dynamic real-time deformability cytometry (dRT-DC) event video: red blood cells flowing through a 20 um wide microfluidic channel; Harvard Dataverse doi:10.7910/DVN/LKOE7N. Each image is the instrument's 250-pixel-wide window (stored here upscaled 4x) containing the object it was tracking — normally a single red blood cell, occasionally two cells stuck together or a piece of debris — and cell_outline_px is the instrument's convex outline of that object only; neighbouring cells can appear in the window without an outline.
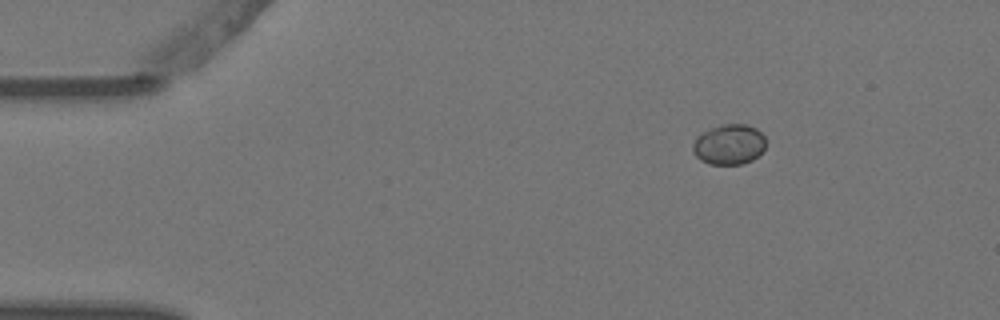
{"species": "Egyptian fruit bat (a non-hibernating species)", "species_latin": "Rousettus aegyptiacus", "temperature_condition": "warm", "stored_images_in_passage": 3, "camera_frame_rate_fps": 3000, "um_per_image_px": 0.085, "animal": {"sex": "female"}, "frame": {"image": 1, "passage_image": 3, "time_ms": 0.667, "image_size_px": [1000, 320], "cell_outline_px": [[764, 148], [752, 160], [744, 164], [708, 164], [700, 160], [692, 152], [692, 144], [696, 136], [720, 124], [748, 124], [756, 128], [764, 136]], "centroid_in_image_um": [61.94, 12.28], "position_along_channel_um": 23.1, "area_um2": 17.17}}